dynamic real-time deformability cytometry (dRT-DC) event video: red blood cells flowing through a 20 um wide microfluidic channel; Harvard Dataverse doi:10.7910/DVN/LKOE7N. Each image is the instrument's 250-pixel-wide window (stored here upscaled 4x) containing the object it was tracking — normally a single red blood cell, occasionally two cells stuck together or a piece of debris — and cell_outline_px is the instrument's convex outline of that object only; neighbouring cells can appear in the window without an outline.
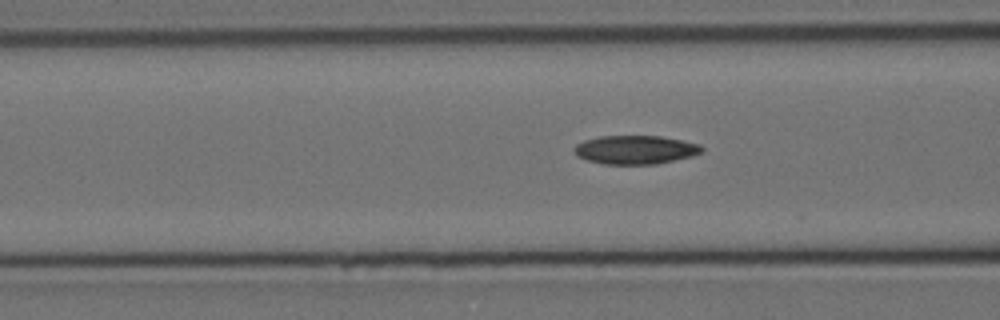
{"species": "Egyptian fruit bat (a non-hibernating species)", "species_latin": "Rousettus aegyptiacus", "temperature_condition": "cold", "stored_images_in_passage": 32, "camera_frame_rate_fps": 3000, "um_per_image_px": 0.085, "animal": {"sex": "female"}, "frame": {"image": 1, "passage_image": 9, "time_ms": 2.667, "image_size_px": [1000, 320], "cell_outline_px": [[704, 148], [700, 152], [692, 156], [656, 164], [604, 164], [588, 160], [576, 156], [572, 148], [576, 144], [584, 140], [600, 136], [660, 136], [700, 144]], "centroid_in_image_um": [53.97, 12.73], "position_along_channel_um": 112.6, "area_um2": 21.27}}
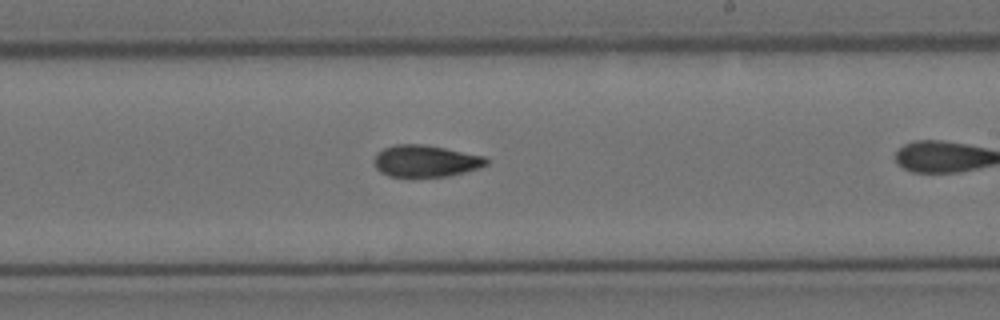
{"frame": {"image": 2, "passage_image": 21, "time_ms": 6.667, "image_size_px": [1000, 320], "cell_outline_px": [[488, 164], [480, 168], [448, 176], [412, 180], [388, 176], [380, 172], [376, 168], [372, 160], [376, 152], [384, 148], [396, 144], [420, 144], [444, 148], [484, 156], [488, 160]], "centroid_in_image_um": [36.11, 13.74], "position_along_channel_um": 252.9, "area_um2": 21.62}}
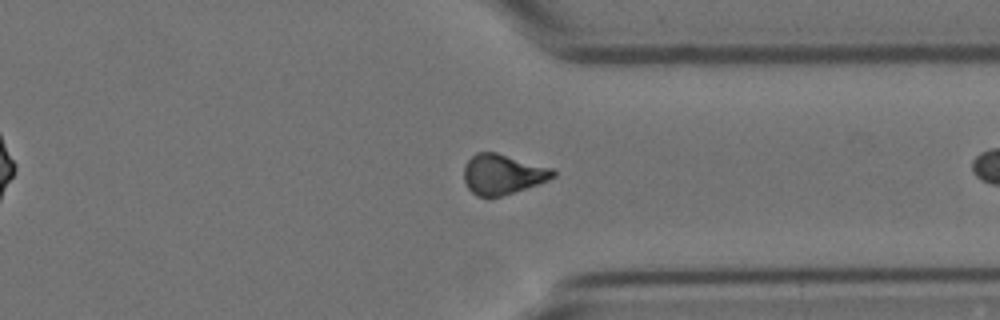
{"frame": {"image": 3, "passage_image": 31, "time_ms": 10.0, "image_size_px": [1000, 320], "cell_outline_px": [[556, 176], [548, 180], [500, 196], [476, 196], [468, 188], [464, 180], [464, 164], [476, 152], [496, 152], [552, 168], [556, 172]], "centroid_in_image_um": [42.7, 14.79], "position_along_channel_um": 368.7, "area_um2": 20.58}}